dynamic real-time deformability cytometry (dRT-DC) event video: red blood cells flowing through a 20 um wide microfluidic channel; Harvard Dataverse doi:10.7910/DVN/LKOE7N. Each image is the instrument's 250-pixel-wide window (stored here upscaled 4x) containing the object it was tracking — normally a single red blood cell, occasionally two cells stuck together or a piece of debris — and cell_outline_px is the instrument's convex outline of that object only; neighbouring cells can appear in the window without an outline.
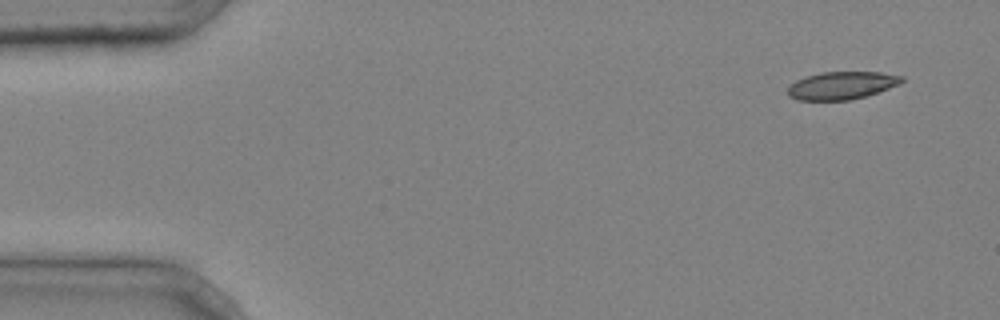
{"species": "common noctule bat (a hibernating species)", "species_latin": "Nyctalus noctula", "temperature_condition": "cold", "stored_images_in_passage": 4, "camera_frame_rate_fps": 3000, "um_per_image_px": 0.085, "animal": {"sex": "male", "body_mass_g": 20.4}, "frame": {"image": 1, "passage_image": 1, "time_ms": 0.0, "image_size_px": [1000, 320], "cell_outline_px": [[904, 80], [900, 84], [864, 96], [848, 100], [796, 100], [788, 96], [788, 88], [796, 80], [804, 76], [824, 72], [880, 72], [904, 76]], "centroid_in_image_um": [71.53, 7.26], "position_along_channel_um": 13.5, "area_um2": 18.32}}